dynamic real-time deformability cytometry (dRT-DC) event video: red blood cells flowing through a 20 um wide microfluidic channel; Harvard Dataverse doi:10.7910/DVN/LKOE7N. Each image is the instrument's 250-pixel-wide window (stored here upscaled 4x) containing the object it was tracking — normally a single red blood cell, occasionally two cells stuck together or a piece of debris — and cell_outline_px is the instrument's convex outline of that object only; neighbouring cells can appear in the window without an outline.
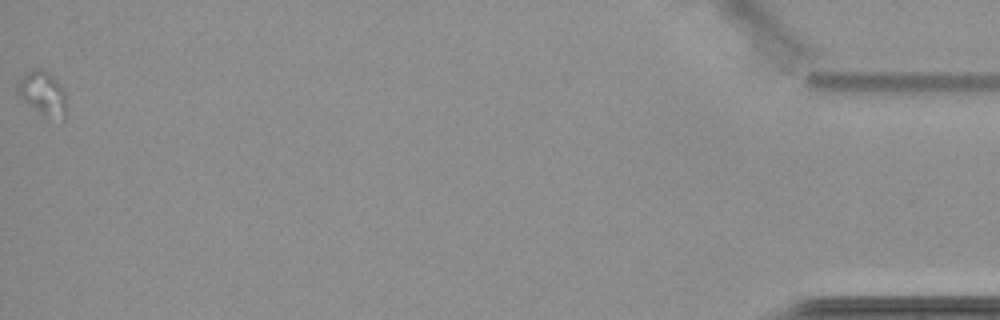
{"species": "common noctule bat (a hibernating species)", "species_latin": "Nyctalus noctula", "temperature_condition": "cold", "stored_images_in_passage": 48, "camera_frame_rate_fps": 3000, "um_per_image_px": 0.085, "animal": {"sex": "female", "body_mass_g": 22.7, "forearm_length_mm": 54.2}, "frame": {"image": 1, "passage_image": 48, "time_ms": 15.667, "image_size_px": [1000, 320], "cell_outline_px": [[68, 104], [64, 120], [60, 124], [44, 116], [28, 104], [16, 92], [16, 80], [32, 68], [40, 68], [48, 72], [60, 84], [64, 92]], "centroid_in_image_um": [3.66, 7.99], "position_along_channel_um": 431.5, "area_um2": 13.18}}